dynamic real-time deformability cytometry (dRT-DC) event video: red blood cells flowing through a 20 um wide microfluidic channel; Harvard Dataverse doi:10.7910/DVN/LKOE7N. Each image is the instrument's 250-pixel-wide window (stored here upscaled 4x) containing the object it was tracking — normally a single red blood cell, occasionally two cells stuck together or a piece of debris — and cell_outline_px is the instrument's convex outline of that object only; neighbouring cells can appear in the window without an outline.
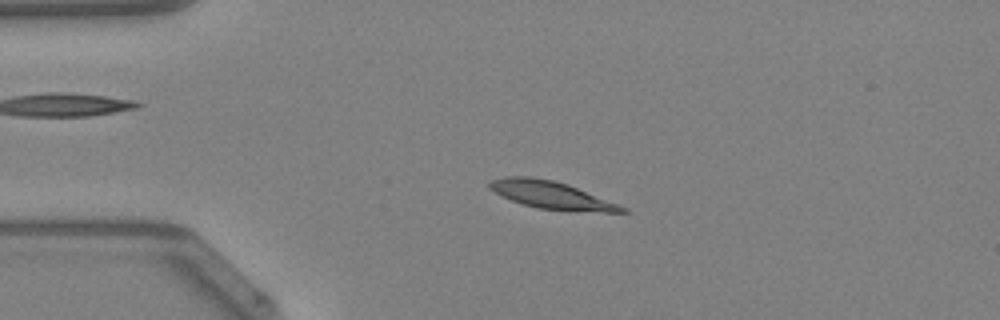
{"species": "Egyptian fruit bat (a non-hibernating species)", "species_latin": "Rousettus aegyptiacus", "temperature_condition": "warm", "stored_images_in_passage": 48, "camera_frame_rate_fps": 3000, "um_per_image_px": 0.085, "animal": {"sex": "female"}, "frame": {"image": 1, "passage_image": 11, "time_ms": 3.333, "image_size_px": [1000, 320], "cell_outline_px": [[628, 212], [568, 212], [540, 208], [524, 204], [512, 200], [488, 188], [488, 180], [504, 176], [532, 176], [552, 180], [568, 184], [620, 204], [628, 208]], "centroid_in_image_um": [46.91, 16.58], "position_along_channel_um": 38.1, "area_um2": 21.62}}
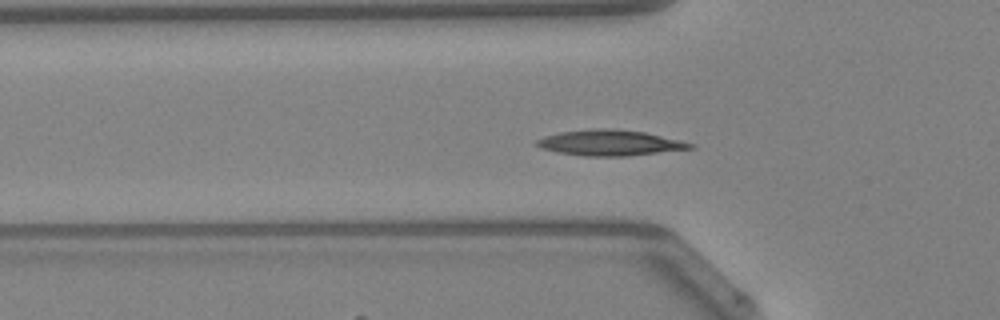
{"frame": {"image": 2, "passage_image": 16, "time_ms": 5.0, "image_size_px": [1000, 320], "cell_outline_px": [[696, 148], [628, 156], [584, 156], [556, 152], [540, 148], [536, 144], [536, 140], [544, 136], [560, 132], [600, 128], [608, 128], [644, 132], [680, 140], [696, 144]], "centroid_in_image_um": [51.86, 12.15], "position_along_channel_um": 73.9, "area_um2": 22.95}}
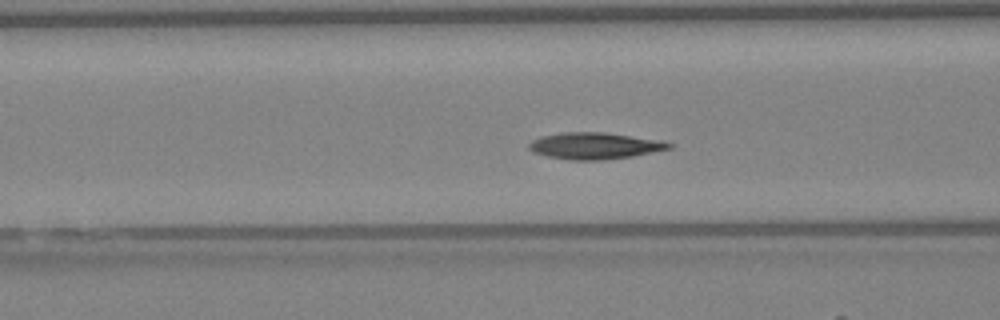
{"frame": {"image": 3, "passage_image": 19, "time_ms": 6.0, "image_size_px": [1000, 320], "cell_outline_px": [[672, 148], [632, 156], [600, 160], [568, 160], [548, 156], [532, 152], [528, 148], [528, 144], [532, 140], [540, 136], [560, 132], [604, 132], [656, 140], [672, 144]], "centroid_in_image_um": [50.46, 12.39], "position_along_channel_um": 116.1, "area_um2": 21.5}, "authors_computed_cell_mechanics": {"area_um2": 20.7791, "velocity_mm_per_s": 4.1921, "shape_relaxation_time_tau1_ms": 4.4564, "shape_relaxation_time_tau2_ms": 3.7091, "deformation_change_tau1": 0.1528, "deformation_change_tau2": 0.0864}}